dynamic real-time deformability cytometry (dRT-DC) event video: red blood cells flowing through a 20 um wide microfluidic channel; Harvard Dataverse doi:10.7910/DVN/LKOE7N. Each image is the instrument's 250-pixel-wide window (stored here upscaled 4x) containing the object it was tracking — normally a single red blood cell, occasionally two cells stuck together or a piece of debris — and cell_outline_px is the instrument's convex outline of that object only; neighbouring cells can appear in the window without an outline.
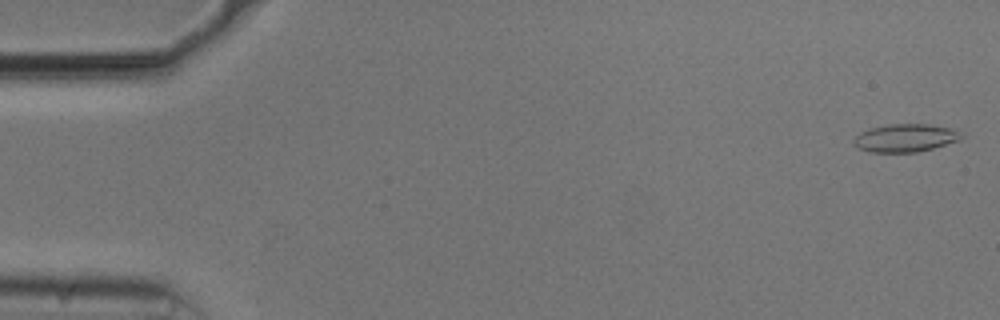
{"species": "common noctule bat (a hibernating species)", "species_latin": "Nyctalus noctula", "temperature_condition": "cold", "stored_images_in_passage": 20, "camera_frame_rate_fps": 3000, "um_per_image_px": 0.085, "animal": {"sex": "male", "body_mass_g": 20.5, "forearm_length_mm": 52.5}, "frame": {"image": 1, "passage_image": 1, "time_ms": 0.0, "image_size_px": [1000, 320], "cell_outline_px": [[964, 136], [960, 140], [932, 148], [916, 152], [868, 152], [856, 148], [852, 144], [852, 140], [860, 132], [872, 128], [892, 124], [928, 124], [948, 128], [964, 132]], "centroid_in_image_um": [76.94, 11.73], "position_along_channel_um": 8.1, "area_um2": 17.57}}
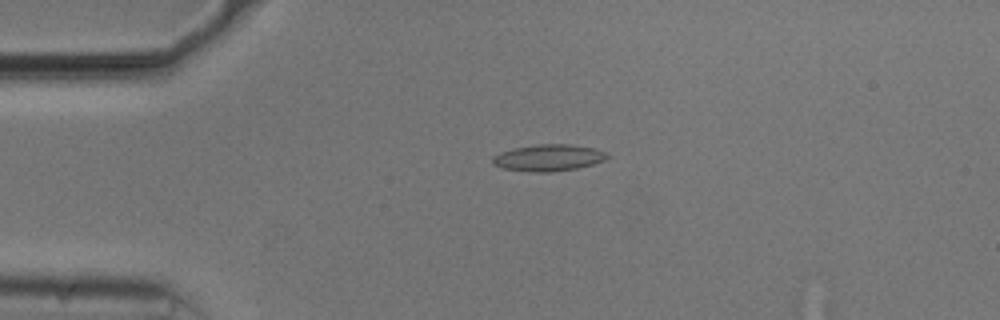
{"frame": {"image": 2, "passage_image": 12, "time_ms": 3.667, "image_size_px": [1000, 320], "cell_outline_px": [[612, 156], [604, 160], [592, 164], [576, 168], [552, 172], [536, 172], [504, 168], [492, 164], [492, 156], [500, 152], [512, 148], [536, 144], [568, 144], [592, 148], [608, 152]], "centroid_in_image_um": [46.62, 13.4], "position_along_channel_um": 38.4, "area_um2": 17.8}}
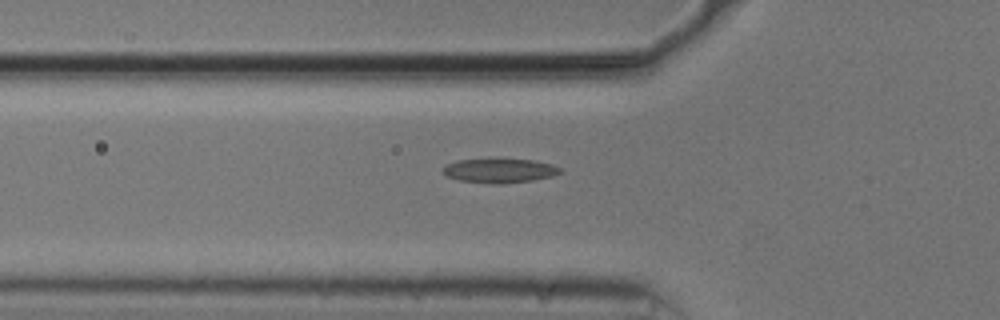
{"frame": {"image": 3, "passage_image": 18, "time_ms": 5.667, "image_size_px": [1000, 320], "cell_outline_px": [[564, 172], [552, 176], [532, 180], [500, 184], [492, 184], [460, 180], [448, 176], [444, 172], [444, 164], [460, 160], [496, 156], [536, 160], [552, 164], [560, 168]], "centroid_in_image_um": [42.5, 14.45], "position_along_channel_um": 83.3, "area_um2": 17.34}}